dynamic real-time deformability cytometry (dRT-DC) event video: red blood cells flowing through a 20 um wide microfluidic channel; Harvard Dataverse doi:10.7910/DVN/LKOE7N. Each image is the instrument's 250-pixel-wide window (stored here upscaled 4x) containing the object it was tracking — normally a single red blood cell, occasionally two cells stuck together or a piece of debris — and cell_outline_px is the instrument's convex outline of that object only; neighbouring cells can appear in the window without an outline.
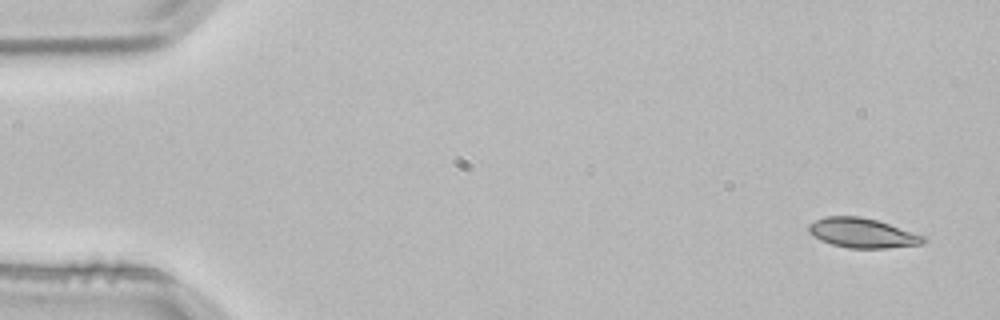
{"species": "common noctule bat (a hibernating species)", "species_latin": "Nyctalus noctula", "temperature_condition": "room temperature", "stored_images_in_passage": 3, "camera_frame_rate_fps": 3000, "um_per_image_px": 0.085, "animal": {"sex": "male", "body_mass_g": 21.5, "forearm_length_mm": 52.0}, "frame": {"image": 1, "passage_image": 1, "time_ms": 0.0, "image_size_px": [1000, 320], "cell_outline_px": [[928, 240], [920, 244], [888, 248], [848, 248], [832, 244], [820, 240], [812, 236], [808, 232], [808, 224], [824, 216], [860, 216], [876, 220], [924, 236]], "centroid_in_image_um": [73.25, 19.8], "position_along_channel_um": 11.8, "area_um2": 19.71}}
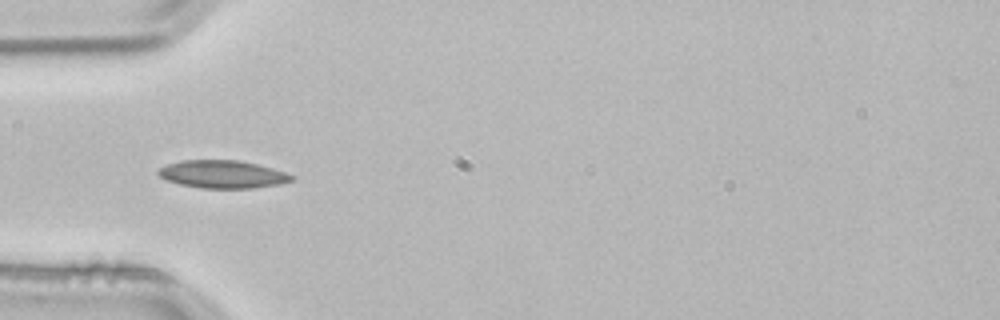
{"frame": {"image": 2, "passage_image": 3, "time_ms": 0.667, "image_size_px": [1000, 320], "cell_outline_px": [[296, 180], [280, 184], [252, 188], [200, 188], [180, 184], [164, 180], [156, 172], [160, 168], [168, 164], [180, 160], [240, 160], [272, 168], [296, 176]], "centroid_in_image_um": [18.93, 14.81], "position_along_channel_um": 66.1, "area_um2": 21.73}}